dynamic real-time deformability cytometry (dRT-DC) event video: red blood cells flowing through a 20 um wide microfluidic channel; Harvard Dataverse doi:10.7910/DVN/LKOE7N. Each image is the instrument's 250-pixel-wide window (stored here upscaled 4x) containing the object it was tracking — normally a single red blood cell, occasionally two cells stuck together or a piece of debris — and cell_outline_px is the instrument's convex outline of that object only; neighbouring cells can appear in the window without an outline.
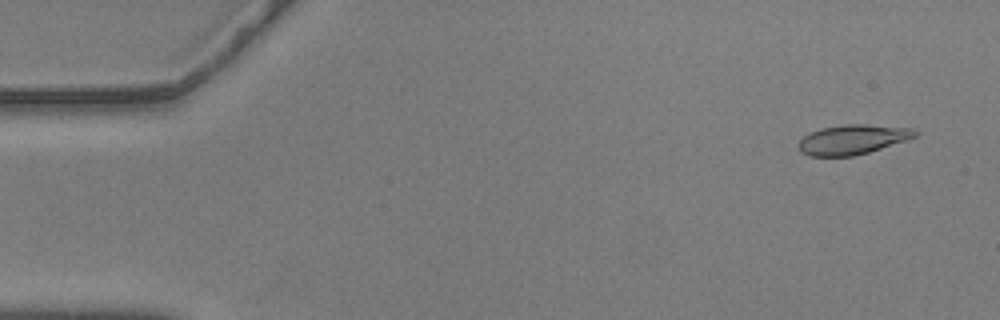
{"species": "common noctule bat (a hibernating species)", "species_latin": "Nyctalus noctula", "temperature_condition": "warm", "stored_images_in_passage": 56, "camera_frame_rate_fps": 3000, "um_per_image_px": 0.085, "animal": {"sex": "male", "body_mass_g": 20.5, "forearm_length_mm": 52.5}, "frame": {"image": 1, "passage_image": 3, "time_ms": 0.667, "image_size_px": [1000, 320], "cell_outline_px": [[920, 132], [916, 136], [868, 152], [852, 156], [808, 156], [800, 152], [800, 140], [804, 136], [820, 128], [844, 124], [864, 124], [912, 128]], "centroid_in_image_um": [72.46, 11.85], "position_along_channel_um": 12.5, "area_um2": 19.88}}
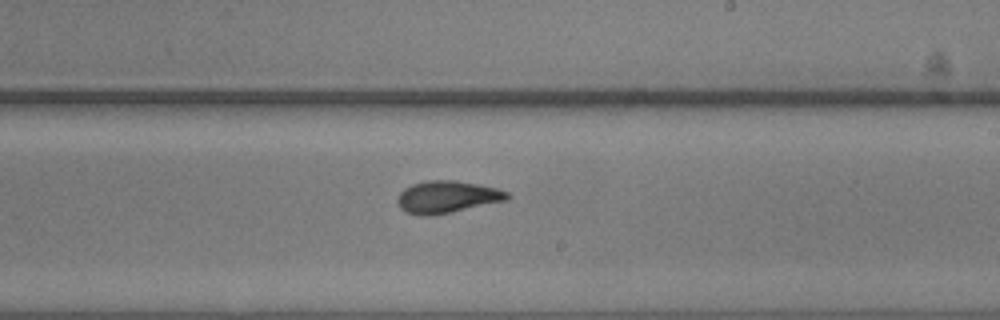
{"frame": {"image": 2, "passage_image": 33, "time_ms": 10.667, "image_size_px": [1000, 320], "cell_outline_px": [[512, 196], [508, 200], [452, 212], [432, 216], [420, 216], [404, 212], [400, 208], [396, 200], [400, 192], [404, 188], [412, 184], [428, 180], [456, 180], [480, 184], [496, 188], [508, 192]], "centroid_in_image_um": [38.0, 16.74], "position_along_channel_um": 251.0, "area_um2": 20.92}}
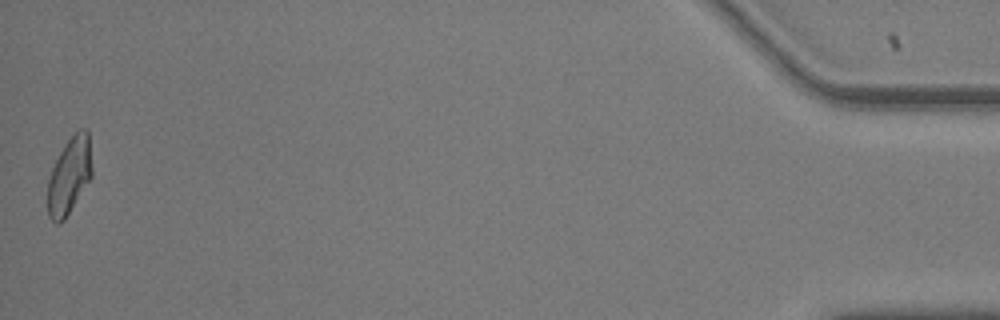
{"frame": {"image": 3, "passage_image": 56, "time_ms": 18.333, "image_size_px": [1000, 320], "cell_outline_px": [[92, 176], [64, 220], [60, 224], [56, 224], [48, 216], [48, 180], [52, 168], [64, 144], [80, 128], [88, 128], [92, 168]], "centroid_in_image_um": [5.9, 14.93], "position_along_channel_um": 429.3, "area_um2": 19.71}, "authors_computed_cell_mechanics": {"area_um2": 20.1722, "velocity_mm_per_s": 3.5677, "shape_relaxation_time_tau1_ms": 5.2516, "shape_relaxation_time_tau2_ms": 1.4378, "deformation_change_tau1": 0.1601, "deformation_change_tau2": 0.072}}